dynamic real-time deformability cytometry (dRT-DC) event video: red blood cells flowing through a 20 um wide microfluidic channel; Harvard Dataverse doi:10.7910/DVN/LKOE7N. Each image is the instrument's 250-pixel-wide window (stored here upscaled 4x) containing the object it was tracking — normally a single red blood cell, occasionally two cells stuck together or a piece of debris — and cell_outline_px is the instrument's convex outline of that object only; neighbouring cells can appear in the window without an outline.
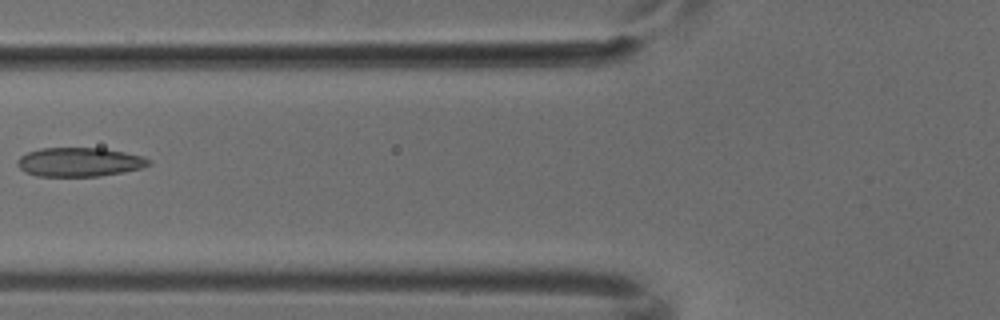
{"species": "common noctule bat (a hibernating species)", "species_latin": "Nyctalus noctula", "temperature_condition": "cold", "stored_images_in_passage": 7, "camera_frame_rate_fps": 3000, "um_per_image_px": 0.085, "animal": {"sex": "male", "body_mass_g": 18.8}, "frame": {"image": 1, "passage_image": 5, "time_ms": 1.333, "image_size_px": [1000, 320], "cell_outline_px": [[152, 164], [140, 168], [124, 172], [100, 176], [36, 176], [24, 172], [16, 164], [16, 160], [20, 156], [28, 152], [40, 148], [104, 148], [144, 156], [152, 160]], "centroid_in_image_um": [6.76, 13.77], "position_along_channel_um": 119.0, "area_um2": 22.43}}
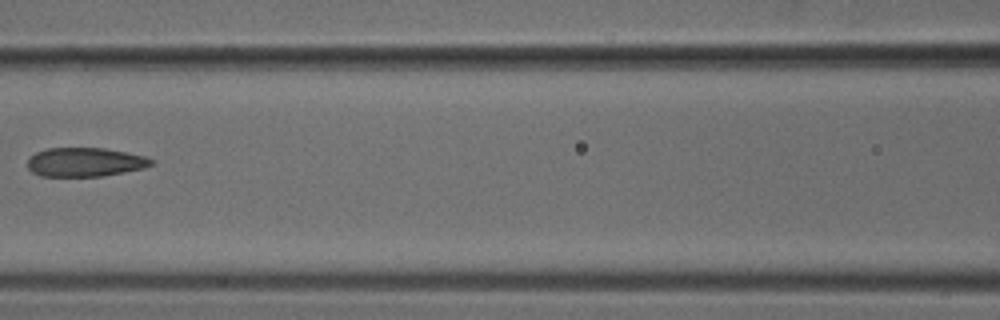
{"frame": {"image": 2, "passage_image": 6, "time_ms": 1.667, "image_size_px": [1000, 320], "cell_outline_px": [[152, 164], [144, 168], [124, 172], [100, 176], [40, 176], [32, 172], [28, 168], [28, 160], [36, 152], [48, 148], [104, 148], [144, 156], [152, 160]], "centroid_in_image_um": [7.2, 13.78], "position_along_channel_um": 159.4, "area_um2": 20.63}}
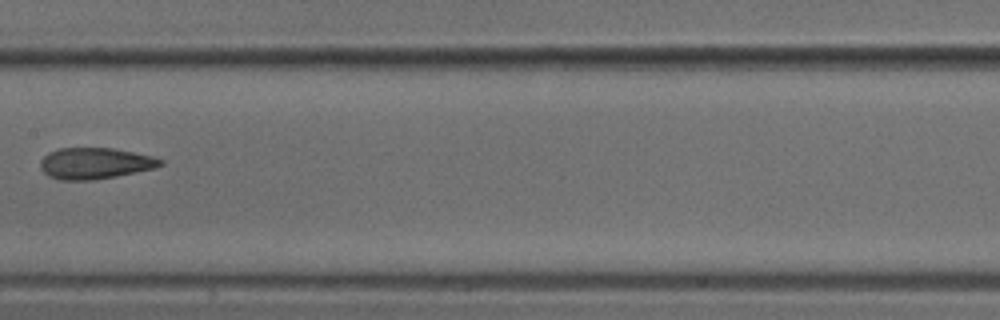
{"frame": {"image": 3, "passage_image": 7, "time_ms": 2.0, "image_size_px": [1000, 320], "cell_outline_px": [[164, 164], [156, 168], [116, 176], [92, 180], [60, 180], [48, 176], [40, 168], [40, 160], [48, 152], [60, 148], [112, 148], [152, 156], [164, 160]], "centroid_in_image_um": [8.07, 13.88], "position_along_channel_um": 199.3, "area_um2": 21.91}}